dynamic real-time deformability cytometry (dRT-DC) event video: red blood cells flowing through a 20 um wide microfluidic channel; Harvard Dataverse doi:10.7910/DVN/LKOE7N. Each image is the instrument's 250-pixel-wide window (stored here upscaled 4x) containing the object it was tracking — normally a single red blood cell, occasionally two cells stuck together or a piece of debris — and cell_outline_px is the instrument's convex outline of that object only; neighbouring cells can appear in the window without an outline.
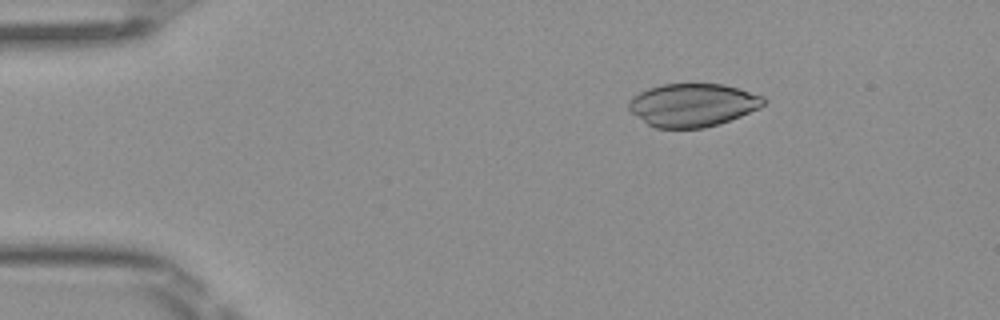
{"species": "Egyptian fruit bat (a non-hibernating species)", "species_latin": "Rousettus aegyptiacus", "temperature_condition": "room temperature", "stored_images_in_passage": 5, "camera_frame_rate_fps": 3000, "um_per_image_px": 0.085, "frame": {"image": 1, "passage_image": 5, "time_ms": 1.333, "image_size_px": [1000, 320], "cell_outline_px": [[768, 100], [760, 108], [740, 116], [704, 128], [656, 128], [648, 124], [632, 112], [628, 108], [628, 100], [632, 96], [648, 88], [660, 84], [724, 84], [764, 96]], "centroid_in_image_um": [58.88, 8.91], "position_along_channel_um": 26.1, "area_um2": 33.81}}